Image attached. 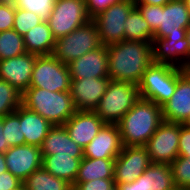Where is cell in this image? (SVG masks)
<instances>
[{
    "mask_svg": "<svg viewBox=\"0 0 190 190\" xmlns=\"http://www.w3.org/2000/svg\"><path fill=\"white\" fill-rule=\"evenodd\" d=\"M15 5L12 0H0V32L13 29Z\"/></svg>",
    "mask_w": 190,
    "mask_h": 190,
    "instance_id": "35",
    "label": "cell"
},
{
    "mask_svg": "<svg viewBox=\"0 0 190 190\" xmlns=\"http://www.w3.org/2000/svg\"><path fill=\"white\" fill-rule=\"evenodd\" d=\"M36 58L37 55L26 52L17 57L0 60V79L7 81L23 94L30 87Z\"/></svg>",
    "mask_w": 190,
    "mask_h": 190,
    "instance_id": "18",
    "label": "cell"
},
{
    "mask_svg": "<svg viewBox=\"0 0 190 190\" xmlns=\"http://www.w3.org/2000/svg\"><path fill=\"white\" fill-rule=\"evenodd\" d=\"M82 159L57 154L42 156V167L50 174L69 182L73 186Z\"/></svg>",
    "mask_w": 190,
    "mask_h": 190,
    "instance_id": "25",
    "label": "cell"
},
{
    "mask_svg": "<svg viewBox=\"0 0 190 190\" xmlns=\"http://www.w3.org/2000/svg\"><path fill=\"white\" fill-rule=\"evenodd\" d=\"M171 190H185V189H183V188H179V187H173Z\"/></svg>",
    "mask_w": 190,
    "mask_h": 190,
    "instance_id": "48",
    "label": "cell"
},
{
    "mask_svg": "<svg viewBox=\"0 0 190 190\" xmlns=\"http://www.w3.org/2000/svg\"><path fill=\"white\" fill-rule=\"evenodd\" d=\"M176 84V67L152 62L138 84L139 95L162 107L174 94Z\"/></svg>",
    "mask_w": 190,
    "mask_h": 190,
    "instance_id": "5",
    "label": "cell"
},
{
    "mask_svg": "<svg viewBox=\"0 0 190 190\" xmlns=\"http://www.w3.org/2000/svg\"><path fill=\"white\" fill-rule=\"evenodd\" d=\"M170 166L174 185L190 190V158L178 156Z\"/></svg>",
    "mask_w": 190,
    "mask_h": 190,
    "instance_id": "32",
    "label": "cell"
},
{
    "mask_svg": "<svg viewBox=\"0 0 190 190\" xmlns=\"http://www.w3.org/2000/svg\"><path fill=\"white\" fill-rule=\"evenodd\" d=\"M160 26L153 33V38L186 35L190 25V15L184 0H171L160 6Z\"/></svg>",
    "mask_w": 190,
    "mask_h": 190,
    "instance_id": "17",
    "label": "cell"
},
{
    "mask_svg": "<svg viewBox=\"0 0 190 190\" xmlns=\"http://www.w3.org/2000/svg\"><path fill=\"white\" fill-rule=\"evenodd\" d=\"M22 94L7 81L0 79V117L15 112L21 105Z\"/></svg>",
    "mask_w": 190,
    "mask_h": 190,
    "instance_id": "31",
    "label": "cell"
},
{
    "mask_svg": "<svg viewBox=\"0 0 190 190\" xmlns=\"http://www.w3.org/2000/svg\"><path fill=\"white\" fill-rule=\"evenodd\" d=\"M139 98L137 84L110 80L94 112L105 124H118Z\"/></svg>",
    "mask_w": 190,
    "mask_h": 190,
    "instance_id": "4",
    "label": "cell"
},
{
    "mask_svg": "<svg viewBox=\"0 0 190 190\" xmlns=\"http://www.w3.org/2000/svg\"><path fill=\"white\" fill-rule=\"evenodd\" d=\"M115 159H91L84 157L79 165L75 183L97 179H113Z\"/></svg>",
    "mask_w": 190,
    "mask_h": 190,
    "instance_id": "26",
    "label": "cell"
},
{
    "mask_svg": "<svg viewBox=\"0 0 190 190\" xmlns=\"http://www.w3.org/2000/svg\"><path fill=\"white\" fill-rule=\"evenodd\" d=\"M179 157L190 158V128L180 123Z\"/></svg>",
    "mask_w": 190,
    "mask_h": 190,
    "instance_id": "39",
    "label": "cell"
},
{
    "mask_svg": "<svg viewBox=\"0 0 190 190\" xmlns=\"http://www.w3.org/2000/svg\"><path fill=\"white\" fill-rule=\"evenodd\" d=\"M110 78L71 79L70 94L76 111H95Z\"/></svg>",
    "mask_w": 190,
    "mask_h": 190,
    "instance_id": "14",
    "label": "cell"
},
{
    "mask_svg": "<svg viewBox=\"0 0 190 190\" xmlns=\"http://www.w3.org/2000/svg\"><path fill=\"white\" fill-rule=\"evenodd\" d=\"M108 76L113 81L139 84L152 61V43L123 40L107 46Z\"/></svg>",
    "mask_w": 190,
    "mask_h": 190,
    "instance_id": "1",
    "label": "cell"
},
{
    "mask_svg": "<svg viewBox=\"0 0 190 190\" xmlns=\"http://www.w3.org/2000/svg\"><path fill=\"white\" fill-rule=\"evenodd\" d=\"M118 190H171L172 169L169 164L151 163L145 172L131 183L115 184Z\"/></svg>",
    "mask_w": 190,
    "mask_h": 190,
    "instance_id": "20",
    "label": "cell"
},
{
    "mask_svg": "<svg viewBox=\"0 0 190 190\" xmlns=\"http://www.w3.org/2000/svg\"><path fill=\"white\" fill-rule=\"evenodd\" d=\"M26 52L37 56L52 55L56 39L47 21H43L30 29L24 36Z\"/></svg>",
    "mask_w": 190,
    "mask_h": 190,
    "instance_id": "24",
    "label": "cell"
},
{
    "mask_svg": "<svg viewBox=\"0 0 190 190\" xmlns=\"http://www.w3.org/2000/svg\"><path fill=\"white\" fill-rule=\"evenodd\" d=\"M22 183L9 171L0 174V190H13L18 188Z\"/></svg>",
    "mask_w": 190,
    "mask_h": 190,
    "instance_id": "40",
    "label": "cell"
},
{
    "mask_svg": "<svg viewBox=\"0 0 190 190\" xmlns=\"http://www.w3.org/2000/svg\"><path fill=\"white\" fill-rule=\"evenodd\" d=\"M123 0H85L86 9L91 19L98 13L107 9L110 5L119 3Z\"/></svg>",
    "mask_w": 190,
    "mask_h": 190,
    "instance_id": "38",
    "label": "cell"
},
{
    "mask_svg": "<svg viewBox=\"0 0 190 190\" xmlns=\"http://www.w3.org/2000/svg\"><path fill=\"white\" fill-rule=\"evenodd\" d=\"M13 190H26V189H25V186L22 183L18 188L13 189Z\"/></svg>",
    "mask_w": 190,
    "mask_h": 190,
    "instance_id": "47",
    "label": "cell"
},
{
    "mask_svg": "<svg viewBox=\"0 0 190 190\" xmlns=\"http://www.w3.org/2000/svg\"><path fill=\"white\" fill-rule=\"evenodd\" d=\"M180 123L163 121L146 142L151 163L171 164L179 156Z\"/></svg>",
    "mask_w": 190,
    "mask_h": 190,
    "instance_id": "10",
    "label": "cell"
},
{
    "mask_svg": "<svg viewBox=\"0 0 190 190\" xmlns=\"http://www.w3.org/2000/svg\"><path fill=\"white\" fill-rule=\"evenodd\" d=\"M26 190H73V186L58 177L50 174L43 167L34 171L24 181Z\"/></svg>",
    "mask_w": 190,
    "mask_h": 190,
    "instance_id": "27",
    "label": "cell"
},
{
    "mask_svg": "<svg viewBox=\"0 0 190 190\" xmlns=\"http://www.w3.org/2000/svg\"><path fill=\"white\" fill-rule=\"evenodd\" d=\"M171 0H135V4H148V5H157L164 6Z\"/></svg>",
    "mask_w": 190,
    "mask_h": 190,
    "instance_id": "42",
    "label": "cell"
},
{
    "mask_svg": "<svg viewBox=\"0 0 190 190\" xmlns=\"http://www.w3.org/2000/svg\"><path fill=\"white\" fill-rule=\"evenodd\" d=\"M71 77L67 64L53 54L37 56L33 66L30 87L52 92L70 91Z\"/></svg>",
    "mask_w": 190,
    "mask_h": 190,
    "instance_id": "7",
    "label": "cell"
},
{
    "mask_svg": "<svg viewBox=\"0 0 190 190\" xmlns=\"http://www.w3.org/2000/svg\"><path fill=\"white\" fill-rule=\"evenodd\" d=\"M186 38L188 40L190 50V25L186 28Z\"/></svg>",
    "mask_w": 190,
    "mask_h": 190,
    "instance_id": "44",
    "label": "cell"
},
{
    "mask_svg": "<svg viewBox=\"0 0 190 190\" xmlns=\"http://www.w3.org/2000/svg\"><path fill=\"white\" fill-rule=\"evenodd\" d=\"M184 2H185V4H186L188 13H189V15H190V0H184Z\"/></svg>",
    "mask_w": 190,
    "mask_h": 190,
    "instance_id": "45",
    "label": "cell"
},
{
    "mask_svg": "<svg viewBox=\"0 0 190 190\" xmlns=\"http://www.w3.org/2000/svg\"><path fill=\"white\" fill-rule=\"evenodd\" d=\"M4 156L7 170L21 182L42 167L41 147L38 146L24 144L10 147Z\"/></svg>",
    "mask_w": 190,
    "mask_h": 190,
    "instance_id": "15",
    "label": "cell"
},
{
    "mask_svg": "<svg viewBox=\"0 0 190 190\" xmlns=\"http://www.w3.org/2000/svg\"><path fill=\"white\" fill-rule=\"evenodd\" d=\"M101 45L97 26L91 19L70 34L57 39L53 55L60 62L69 64Z\"/></svg>",
    "mask_w": 190,
    "mask_h": 190,
    "instance_id": "6",
    "label": "cell"
},
{
    "mask_svg": "<svg viewBox=\"0 0 190 190\" xmlns=\"http://www.w3.org/2000/svg\"><path fill=\"white\" fill-rule=\"evenodd\" d=\"M21 104L44 117L53 126L64 125L76 112L70 91L52 92L29 87L22 94Z\"/></svg>",
    "mask_w": 190,
    "mask_h": 190,
    "instance_id": "3",
    "label": "cell"
},
{
    "mask_svg": "<svg viewBox=\"0 0 190 190\" xmlns=\"http://www.w3.org/2000/svg\"><path fill=\"white\" fill-rule=\"evenodd\" d=\"M135 7V0H123L110 5L92 18L102 45L109 46L124 40V22Z\"/></svg>",
    "mask_w": 190,
    "mask_h": 190,
    "instance_id": "9",
    "label": "cell"
},
{
    "mask_svg": "<svg viewBox=\"0 0 190 190\" xmlns=\"http://www.w3.org/2000/svg\"><path fill=\"white\" fill-rule=\"evenodd\" d=\"M152 61L190 70V50L186 35L153 38Z\"/></svg>",
    "mask_w": 190,
    "mask_h": 190,
    "instance_id": "11",
    "label": "cell"
},
{
    "mask_svg": "<svg viewBox=\"0 0 190 190\" xmlns=\"http://www.w3.org/2000/svg\"><path fill=\"white\" fill-rule=\"evenodd\" d=\"M110 190H118L117 186L115 185L112 189Z\"/></svg>",
    "mask_w": 190,
    "mask_h": 190,
    "instance_id": "49",
    "label": "cell"
},
{
    "mask_svg": "<svg viewBox=\"0 0 190 190\" xmlns=\"http://www.w3.org/2000/svg\"><path fill=\"white\" fill-rule=\"evenodd\" d=\"M162 122V107L140 97L117 124L123 146H144Z\"/></svg>",
    "mask_w": 190,
    "mask_h": 190,
    "instance_id": "2",
    "label": "cell"
},
{
    "mask_svg": "<svg viewBox=\"0 0 190 190\" xmlns=\"http://www.w3.org/2000/svg\"><path fill=\"white\" fill-rule=\"evenodd\" d=\"M184 126L190 128V115L189 117L187 118V120L183 123Z\"/></svg>",
    "mask_w": 190,
    "mask_h": 190,
    "instance_id": "46",
    "label": "cell"
},
{
    "mask_svg": "<svg viewBox=\"0 0 190 190\" xmlns=\"http://www.w3.org/2000/svg\"><path fill=\"white\" fill-rule=\"evenodd\" d=\"M90 20L85 0H56L47 22L57 40Z\"/></svg>",
    "mask_w": 190,
    "mask_h": 190,
    "instance_id": "8",
    "label": "cell"
},
{
    "mask_svg": "<svg viewBox=\"0 0 190 190\" xmlns=\"http://www.w3.org/2000/svg\"><path fill=\"white\" fill-rule=\"evenodd\" d=\"M124 26V40L152 43L154 32L136 7L129 13Z\"/></svg>",
    "mask_w": 190,
    "mask_h": 190,
    "instance_id": "28",
    "label": "cell"
},
{
    "mask_svg": "<svg viewBox=\"0 0 190 190\" xmlns=\"http://www.w3.org/2000/svg\"><path fill=\"white\" fill-rule=\"evenodd\" d=\"M6 171H8V170H7V166H6L5 156H4V153L0 152V174L4 173Z\"/></svg>",
    "mask_w": 190,
    "mask_h": 190,
    "instance_id": "43",
    "label": "cell"
},
{
    "mask_svg": "<svg viewBox=\"0 0 190 190\" xmlns=\"http://www.w3.org/2000/svg\"><path fill=\"white\" fill-rule=\"evenodd\" d=\"M123 144L117 124H104L93 140L84 147L83 156L91 159H116Z\"/></svg>",
    "mask_w": 190,
    "mask_h": 190,
    "instance_id": "16",
    "label": "cell"
},
{
    "mask_svg": "<svg viewBox=\"0 0 190 190\" xmlns=\"http://www.w3.org/2000/svg\"><path fill=\"white\" fill-rule=\"evenodd\" d=\"M20 127L25 144L41 147L53 125L38 113L20 105Z\"/></svg>",
    "mask_w": 190,
    "mask_h": 190,
    "instance_id": "23",
    "label": "cell"
},
{
    "mask_svg": "<svg viewBox=\"0 0 190 190\" xmlns=\"http://www.w3.org/2000/svg\"><path fill=\"white\" fill-rule=\"evenodd\" d=\"M150 164L149 154L144 146H123L114 163V183L133 182L145 172Z\"/></svg>",
    "mask_w": 190,
    "mask_h": 190,
    "instance_id": "12",
    "label": "cell"
},
{
    "mask_svg": "<svg viewBox=\"0 0 190 190\" xmlns=\"http://www.w3.org/2000/svg\"><path fill=\"white\" fill-rule=\"evenodd\" d=\"M54 154L84 158L83 149L70 138L64 125L53 126L41 146L42 156Z\"/></svg>",
    "mask_w": 190,
    "mask_h": 190,
    "instance_id": "22",
    "label": "cell"
},
{
    "mask_svg": "<svg viewBox=\"0 0 190 190\" xmlns=\"http://www.w3.org/2000/svg\"><path fill=\"white\" fill-rule=\"evenodd\" d=\"M190 115V70L177 68L174 94L162 106L163 121L183 124Z\"/></svg>",
    "mask_w": 190,
    "mask_h": 190,
    "instance_id": "13",
    "label": "cell"
},
{
    "mask_svg": "<svg viewBox=\"0 0 190 190\" xmlns=\"http://www.w3.org/2000/svg\"><path fill=\"white\" fill-rule=\"evenodd\" d=\"M142 17L149 24L151 30L155 32L160 26V6L148 4H135Z\"/></svg>",
    "mask_w": 190,
    "mask_h": 190,
    "instance_id": "36",
    "label": "cell"
},
{
    "mask_svg": "<svg viewBox=\"0 0 190 190\" xmlns=\"http://www.w3.org/2000/svg\"><path fill=\"white\" fill-rule=\"evenodd\" d=\"M10 146L7 141H5V135L3 132V117H0V152L5 153Z\"/></svg>",
    "mask_w": 190,
    "mask_h": 190,
    "instance_id": "41",
    "label": "cell"
},
{
    "mask_svg": "<svg viewBox=\"0 0 190 190\" xmlns=\"http://www.w3.org/2000/svg\"><path fill=\"white\" fill-rule=\"evenodd\" d=\"M67 65L71 79L109 77L107 46L101 45Z\"/></svg>",
    "mask_w": 190,
    "mask_h": 190,
    "instance_id": "19",
    "label": "cell"
},
{
    "mask_svg": "<svg viewBox=\"0 0 190 190\" xmlns=\"http://www.w3.org/2000/svg\"><path fill=\"white\" fill-rule=\"evenodd\" d=\"M104 124V121L94 111H76L64 123V127L70 138L84 149Z\"/></svg>",
    "mask_w": 190,
    "mask_h": 190,
    "instance_id": "21",
    "label": "cell"
},
{
    "mask_svg": "<svg viewBox=\"0 0 190 190\" xmlns=\"http://www.w3.org/2000/svg\"><path fill=\"white\" fill-rule=\"evenodd\" d=\"M3 132L5 141L10 147L25 144V137L20 127V106L15 112L3 117Z\"/></svg>",
    "mask_w": 190,
    "mask_h": 190,
    "instance_id": "30",
    "label": "cell"
},
{
    "mask_svg": "<svg viewBox=\"0 0 190 190\" xmlns=\"http://www.w3.org/2000/svg\"><path fill=\"white\" fill-rule=\"evenodd\" d=\"M26 53L23 37L14 29L0 32V60Z\"/></svg>",
    "mask_w": 190,
    "mask_h": 190,
    "instance_id": "29",
    "label": "cell"
},
{
    "mask_svg": "<svg viewBox=\"0 0 190 190\" xmlns=\"http://www.w3.org/2000/svg\"><path fill=\"white\" fill-rule=\"evenodd\" d=\"M15 8H20L37 14L42 20L47 21L53 10L56 0H12Z\"/></svg>",
    "mask_w": 190,
    "mask_h": 190,
    "instance_id": "33",
    "label": "cell"
},
{
    "mask_svg": "<svg viewBox=\"0 0 190 190\" xmlns=\"http://www.w3.org/2000/svg\"><path fill=\"white\" fill-rule=\"evenodd\" d=\"M43 21L33 12L15 8L13 29L23 37L30 29Z\"/></svg>",
    "mask_w": 190,
    "mask_h": 190,
    "instance_id": "34",
    "label": "cell"
},
{
    "mask_svg": "<svg viewBox=\"0 0 190 190\" xmlns=\"http://www.w3.org/2000/svg\"><path fill=\"white\" fill-rule=\"evenodd\" d=\"M114 186L113 179H97L84 183H74L73 190H110Z\"/></svg>",
    "mask_w": 190,
    "mask_h": 190,
    "instance_id": "37",
    "label": "cell"
}]
</instances>
